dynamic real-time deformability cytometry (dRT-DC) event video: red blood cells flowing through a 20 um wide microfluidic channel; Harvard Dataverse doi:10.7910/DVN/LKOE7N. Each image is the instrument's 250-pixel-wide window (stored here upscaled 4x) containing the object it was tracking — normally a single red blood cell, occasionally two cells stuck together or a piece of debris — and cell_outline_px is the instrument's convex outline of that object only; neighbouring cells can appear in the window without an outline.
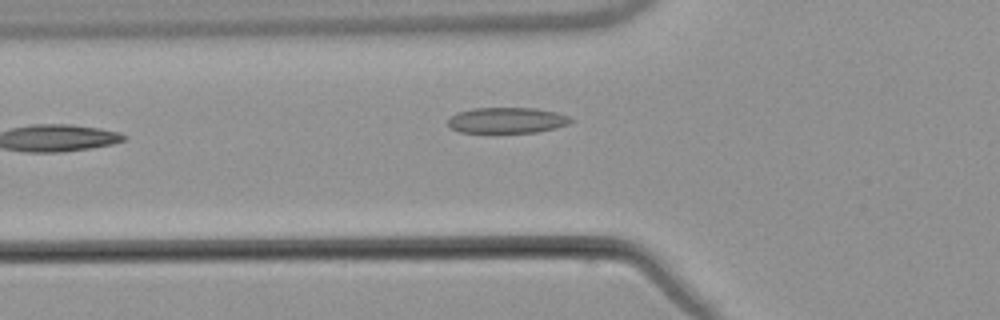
{"species": "common noctule bat (a hibernating species)", "species_latin": "Nyctalus noctula", "temperature_condition": "warm", "stored_images_in_passage": 7, "camera_frame_rate_fps": 3000, "um_per_image_px": 0.085, "animal": {"sex": "male", "body_mass_g": 21.5, "forearm_length_mm": 52.0}, "frame": {"image": 1, "passage_image": 7, "time_ms": 7.667, "image_size_px": [1000, 320], "cell_outline_px": [[572, 120], [568, 124], [556, 128], [536, 132], [460, 132], [452, 128], [448, 124], [448, 116], [456, 112], [472, 108], [536, 108], [556, 112], [568, 116]], "centroid_in_image_um": [43.06, 10.21], "position_along_channel_um": 82.7, "area_um2": 18.44}}